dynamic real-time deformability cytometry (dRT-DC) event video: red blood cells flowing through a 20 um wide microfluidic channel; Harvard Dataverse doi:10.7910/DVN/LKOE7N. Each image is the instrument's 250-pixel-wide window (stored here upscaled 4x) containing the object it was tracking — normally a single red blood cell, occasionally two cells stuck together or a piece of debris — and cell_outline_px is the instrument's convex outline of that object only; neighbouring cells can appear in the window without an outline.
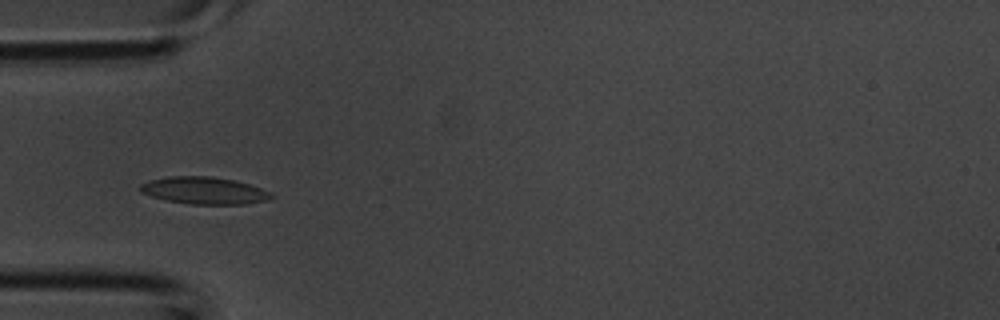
{"species": "common noctule bat (a hibernating species)", "species_latin": "Nyctalus noctula", "temperature_condition": "room temperature", "stored_images_in_passage": 37, "camera_frame_rate_fps": 3000, "um_per_image_px": 0.085, "animal": {"sex": "male", "body_mass_g": 20.1, "forearm_length_mm": 53.5}, "frame": {"image": 1, "passage_image": 10, "time_ms": 3.0, "image_size_px": [1000, 320], "cell_outline_px": [[276, 196], [268, 200], [244, 204], [188, 204], [164, 200], [140, 192], [136, 188], [140, 184], [148, 180], [168, 176], [212, 176], [232, 180], [248, 184], [260, 188]], "centroid_in_image_um": [17.28, 16.19], "position_along_channel_um": 67.7, "area_um2": 20.87}}
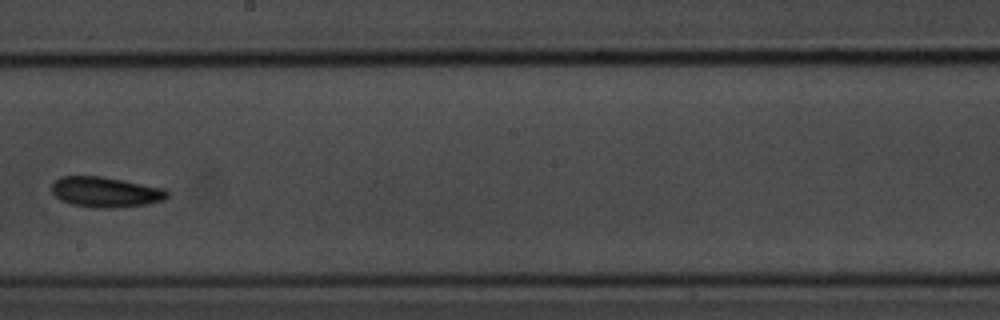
{"frame": {"image": 2, "passage_image": 20, "time_ms": 6.333, "image_size_px": [1000, 320], "cell_outline_px": [[168, 196], [160, 200], [144, 204], [112, 208], [92, 208], [72, 204], [60, 200], [52, 192], [52, 184], [60, 176], [100, 176], [124, 180], [164, 188], [168, 192]], "centroid_in_image_um": [8.93, 16.32], "position_along_channel_um": 239.3, "area_um2": 20.29}}
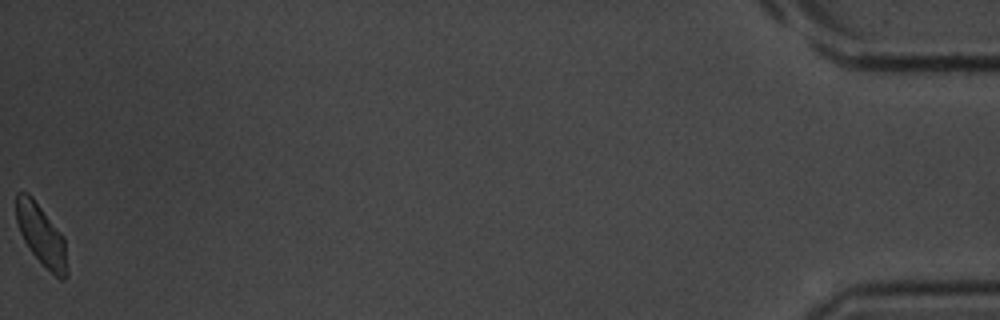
{"frame": {"image": 3, "passage_image": 37, "time_ms": 12.0, "image_size_px": [1000, 320], "cell_outline_px": [[68, 276], [64, 280], [60, 280], [28, 248], [20, 232], [16, 220], [16, 192], [28, 192], [32, 196], [64, 236], [68, 272]], "centroid_in_image_um": [3.52, 19.96], "position_along_channel_um": 431.7, "area_um2": 18.03}}